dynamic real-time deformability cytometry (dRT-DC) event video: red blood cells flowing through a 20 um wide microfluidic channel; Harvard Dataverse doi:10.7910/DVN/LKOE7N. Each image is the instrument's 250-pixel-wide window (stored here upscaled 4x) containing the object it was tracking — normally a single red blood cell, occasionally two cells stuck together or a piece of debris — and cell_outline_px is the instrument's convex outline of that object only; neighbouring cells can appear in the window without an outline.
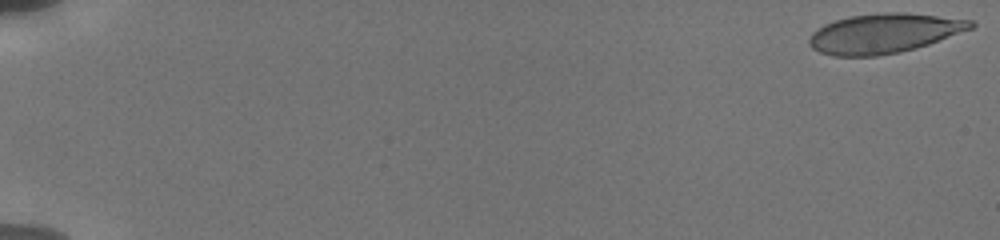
{"species": "human", "species_latin": "Homo sapiens", "temperature_condition": "cold", "stored_images_in_passage": 55, "camera_frame_rate_fps": 3000, "um_per_image_px": 0.085, "donor": {"sex": "male"}, "frame": {"image": 1, "passage_image": 1, "time_ms": 0.0, "image_size_px": [1000, 240], "cell_outline_px": [[976, 24], [972, 28], [928, 44], [916, 48], [900, 52], [876, 56], [832, 56], [820, 52], [812, 48], [808, 44], [808, 40], [812, 32], [824, 24], [848, 16], [884, 12], [904, 12], [972, 20]], "centroid_in_image_um": [75.1, 2.83], "position_along_channel_um": 9.9, "area_um2": 37.22}}
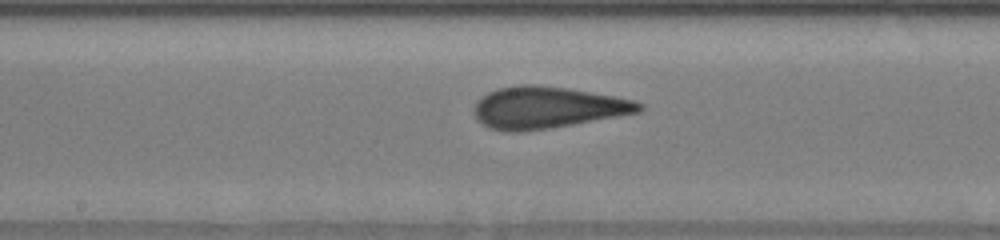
{"frame": {"image": 2, "passage_image": 31, "time_ms": 10.0, "image_size_px": [1000, 240], "cell_outline_px": [[644, 108], [640, 112], [572, 124], [548, 128], [516, 132], [504, 132], [488, 128], [476, 120], [472, 112], [476, 100], [488, 92], [500, 88], [520, 84], [532, 84], [564, 88], [612, 96], [632, 100], [644, 104]], "centroid_in_image_um": [46.43, 9.15], "position_along_channel_um": 201.8, "area_um2": 39.94}}
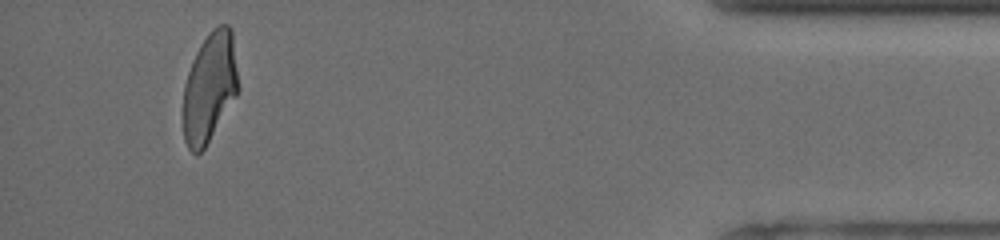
{"frame": {"image": 3, "passage_image": 52, "time_ms": 17.0, "image_size_px": [1000, 240], "cell_outline_px": [[236, 96], [204, 148], [196, 156], [188, 148], [184, 140], [184, 84], [192, 60], [196, 52], [208, 32], [216, 24], [228, 24], [232, 28], [236, 72]], "centroid_in_image_um": [17.79, 7.39], "position_along_channel_um": 417.4, "area_um2": 34.62}, "authors_computed_cell_mechanics": {"area_um2": 38.3792, "velocity_mm_per_s": 3.8414, "shape_relaxation_time_tau1_ms": 7.5339, "shape_relaxation_time_tau2_ms": 1.0185, "deformation_change_tau1": 0.2128, "deformation_change_tau2": 0.073}}